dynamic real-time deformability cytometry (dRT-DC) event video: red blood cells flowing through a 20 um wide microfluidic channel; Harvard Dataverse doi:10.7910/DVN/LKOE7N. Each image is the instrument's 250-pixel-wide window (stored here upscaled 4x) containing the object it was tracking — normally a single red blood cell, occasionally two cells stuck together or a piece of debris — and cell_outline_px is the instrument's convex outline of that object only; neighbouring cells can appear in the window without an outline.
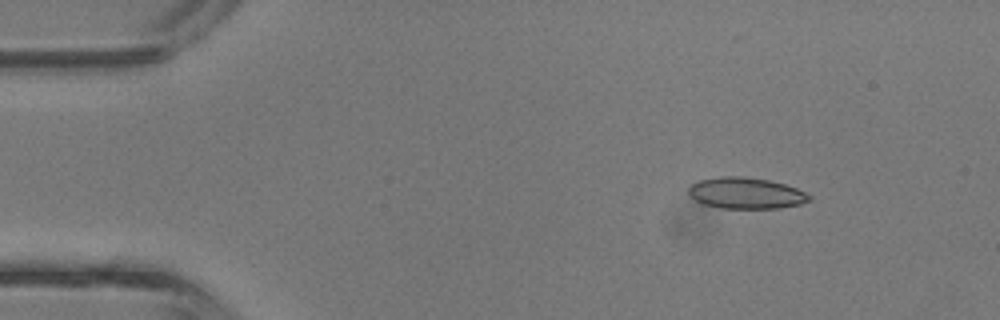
{"species": "common noctule bat (a hibernating species)", "species_latin": "Nyctalus noctula", "temperature_condition": "room temperature", "stored_images_in_passage": 5, "camera_frame_rate_fps": 3000, "um_per_image_px": 0.085, "animal": {"sex": "male", "body_mass_g": 13.3}, "frame": {"image": 1, "passage_image": 2, "time_ms": 0.333, "image_size_px": [1000, 320], "cell_outline_px": [[812, 200], [800, 204], [780, 208], [720, 208], [704, 204], [696, 200], [688, 192], [688, 188], [692, 184], [700, 180], [720, 176], [744, 176], [768, 180], [784, 184], [796, 188], [812, 196]], "centroid_in_image_um": [63.42, 16.41], "position_along_channel_um": 21.6, "area_um2": 21.91}}
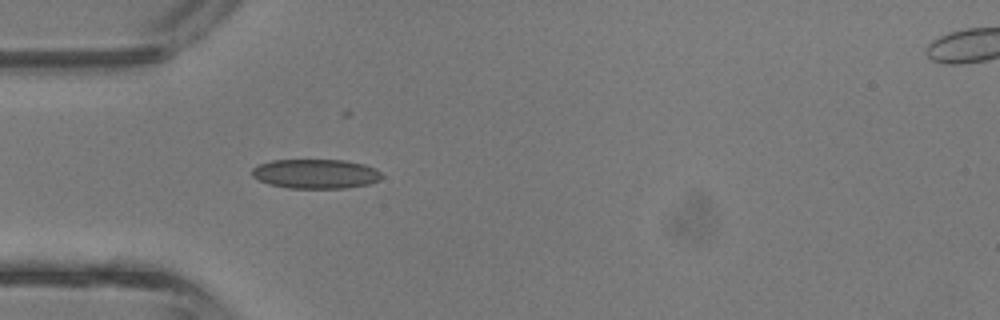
{"frame": {"image": 2, "passage_image": 4, "time_ms": 1.0, "image_size_px": [1000, 320], "cell_outline_px": [[384, 176], [380, 180], [368, 184], [344, 188], [288, 188], [268, 184], [252, 176], [252, 168], [260, 164], [272, 160], [344, 160], [364, 164], [376, 168]], "centroid_in_image_um": [26.85, 14.77], "position_along_channel_um": 58.1, "area_um2": 22.31}}